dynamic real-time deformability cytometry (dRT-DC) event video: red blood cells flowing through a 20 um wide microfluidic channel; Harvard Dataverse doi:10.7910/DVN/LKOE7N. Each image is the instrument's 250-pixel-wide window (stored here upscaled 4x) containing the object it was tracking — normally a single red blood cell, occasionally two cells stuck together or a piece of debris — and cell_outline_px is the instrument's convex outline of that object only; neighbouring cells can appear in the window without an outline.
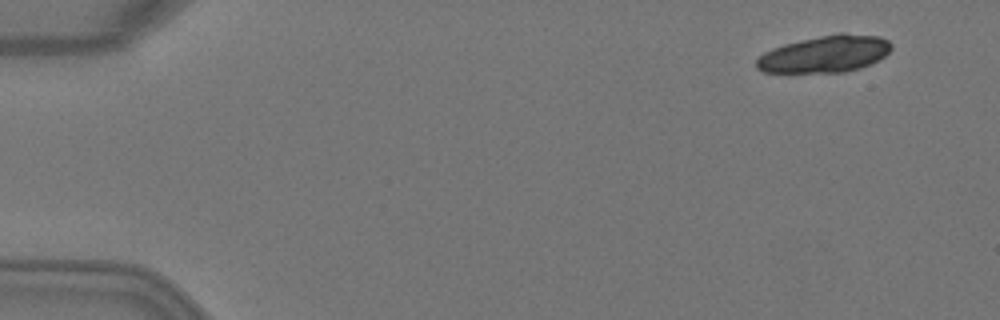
{"species": "Egyptian fruit bat (a non-hibernating species)", "species_latin": "Rousettus aegyptiacus", "temperature_condition": "warm", "stored_images_in_passage": 6, "camera_frame_rate_fps": 3000, "um_per_image_px": 0.085, "animal": {"sex": "female"}, "frame": {"image": 1, "passage_image": 2, "time_ms": 0.333, "image_size_px": [1000, 320], "cell_outline_px": [[892, 48], [880, 60], [860, 68], [844, 72], [764, 72], [756, 68], [756, 60], [764, 52], [772, 48], [784, 44], [820, 36], [840, 32], [844, 32], [880, 36], [888, 40], [892, 44]], "centroid_in_image_um": [70.16, 4.58], "position_along_channel_um": 14.8, "area_um2": 29.07}}